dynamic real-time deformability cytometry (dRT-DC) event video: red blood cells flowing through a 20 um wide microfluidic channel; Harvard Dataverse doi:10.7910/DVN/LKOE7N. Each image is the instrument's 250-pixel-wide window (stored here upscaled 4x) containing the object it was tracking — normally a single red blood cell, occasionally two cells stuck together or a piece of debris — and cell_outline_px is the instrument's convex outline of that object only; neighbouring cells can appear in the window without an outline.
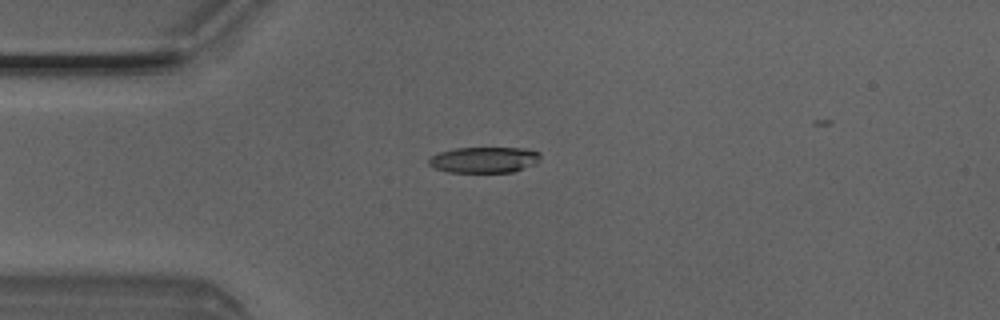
{"species": "Egyptian fruit bat (a non-hibernating species)", "species_latin": "Rousettus aegyptiacus", "temperature_condition": "room temperature", "stored_images_in_passage": 4, "camera_frame_rate_fps": 3000, "um_per_image_px": 0.085, "animal": {"sex": "male"}, "frame": {"image": 1, "passage_image": 4, "time_ms": 1.0, "image_size_px": [1000, 320], "cell_outline_px": [[540, 156], [536, 164], [512, 172], [448, 172], [436, 168], [428, 164], [428, 160], [432, 156], [440, 152], [456, 148], [524, 148], [540, 152]], "centroid_in_image_um": [41.17, 13.58], "position_along_channel_um": 43.8, "area_um2": 16.76}}